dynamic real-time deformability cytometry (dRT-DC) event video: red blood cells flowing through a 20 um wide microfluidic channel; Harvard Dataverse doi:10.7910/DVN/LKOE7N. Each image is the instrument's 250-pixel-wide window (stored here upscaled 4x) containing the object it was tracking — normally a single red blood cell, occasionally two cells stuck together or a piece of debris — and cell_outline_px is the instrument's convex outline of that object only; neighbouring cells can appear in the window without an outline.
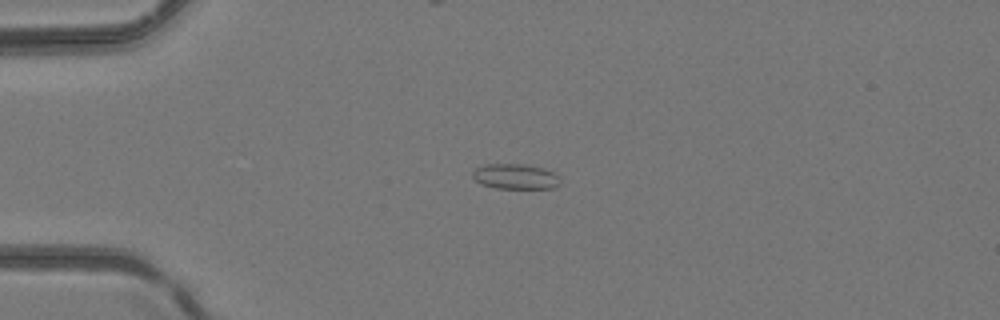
{"species": "common noctule bat (a hibernating species)", "species_latin": "Nyctalus noctula", "temperature_condition": "room temperature", "stored_images_in_passage": 38, "camera_frame_rate_fps": 3000, "um_per_image_px": 0.085, "animal": {"sex": "female", "body_mass_g": 24.6, "forearm_length_mm": 56.2}, "frame": {"image": 1, "passage_image": 2, "time_ms": 0.333, "image_size_px": [1000, 320], "cell_outline_px": [[560, 184], [552, 188], [496, 188], [480, 184], [472, 176], [472, 172], [476, 168], [484, 164], [524, 164], [544, 168], [552, 172], [560, 180]], "centroid_in_image_um": [43.78, 15.0], "position_along_channel_um": 41.2, "area_um2": 12.83}}
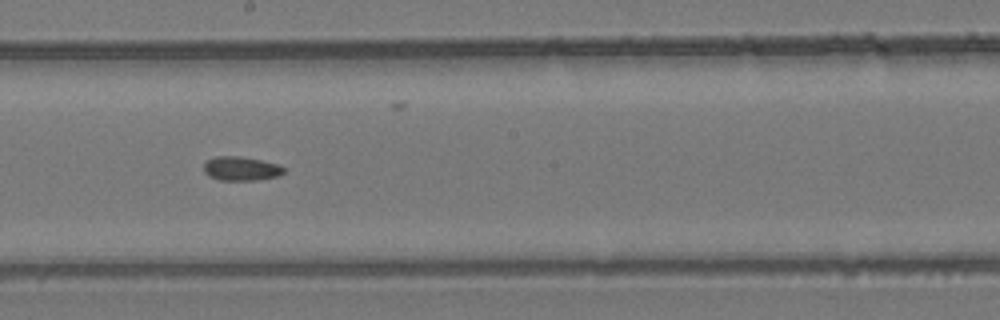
{"frame": {"image": 2, "passage_image": 17, "time_ms": 5.333, "image_size_px": [1000, 320], "cell_outline_px": [[284, 172], [280, 176], [256, 180], [220, 180], [208, 176], [204, 172], [204, 164], [208, 160], [216, 156], [240, 156], [260, 160], [276, 164], [284, 168]], "centroid_in_image_um": [20.48, 14.34], "position_along_channel_um": 227.7, "area_um2": 11.16}}
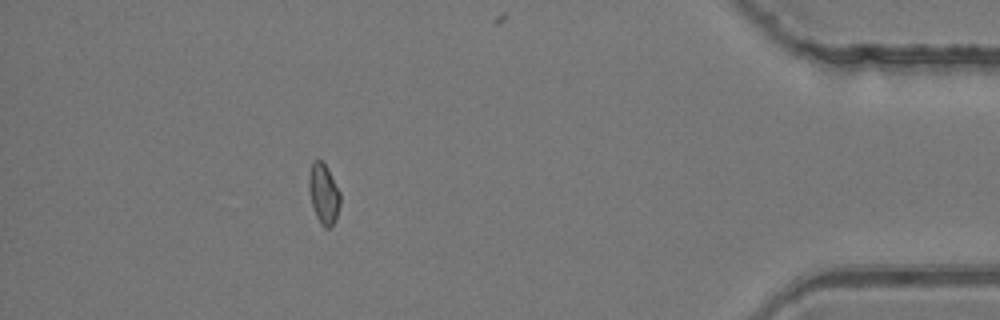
{"frame": {"image": 3, "passage_image": 33, "time_ms": 10.667, "image_size_px": [1000, 320], "cell_outline_px": [[340, 204], [336, 220], [328, 228], [324, 228], [320, 224], [316, 216], [312, 204], [308, 188], [308, 180], [312, 164], [316, 160], [320, 160], [328, 168], [340, 192]], "centroid_in_image_um": [27.52, 16.5], "position_along_channel_um": 407.7, "area_um2": 10.92}}